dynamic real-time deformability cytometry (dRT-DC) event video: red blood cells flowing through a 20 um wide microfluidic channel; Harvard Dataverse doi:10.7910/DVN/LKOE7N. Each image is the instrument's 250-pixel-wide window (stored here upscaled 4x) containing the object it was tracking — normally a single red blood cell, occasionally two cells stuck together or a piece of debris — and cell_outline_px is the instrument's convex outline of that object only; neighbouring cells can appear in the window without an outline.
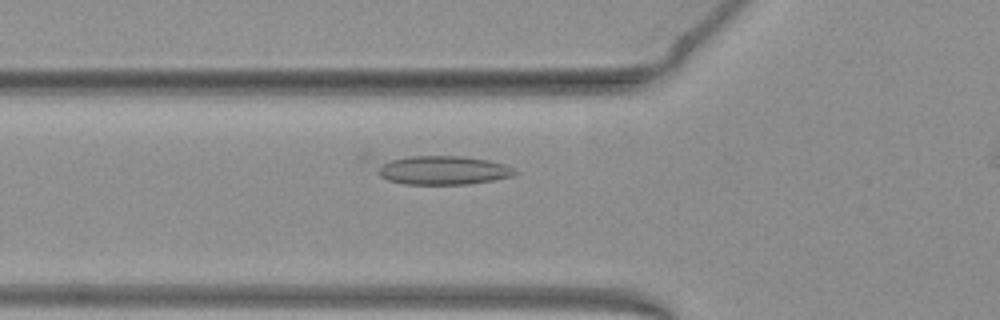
{"species": "common noctule bat (a hibernating species)", "species_latin": "Nyctalus noctula", "temperature_condition": "warm", "stored_images_in_passage": 29, "camera_frame_rate_fps": 3000, "um_per_image_px": 0.085, "animal": {"sex": "female", "body_mass_g": 19.3, "forearm_length_mm": 54.1}, "frame": {"image": 1, "passage_image": 2, "time_ms": 0.333, "image_size_px": [1000, 320], "cell_outline_px": [[520, 172], [512, 176], [492, 180], [468, 184], [404, 184], [388, 180], [380, 176], [360, 160], [360, 152], [364, 148], [464, 156], [488, 160], [504, 164], [516, 168]], "centroid_in_image_um": [36.8, 14.25], "position_along_channel_um": 89.0, "area_um2": 28.44}}
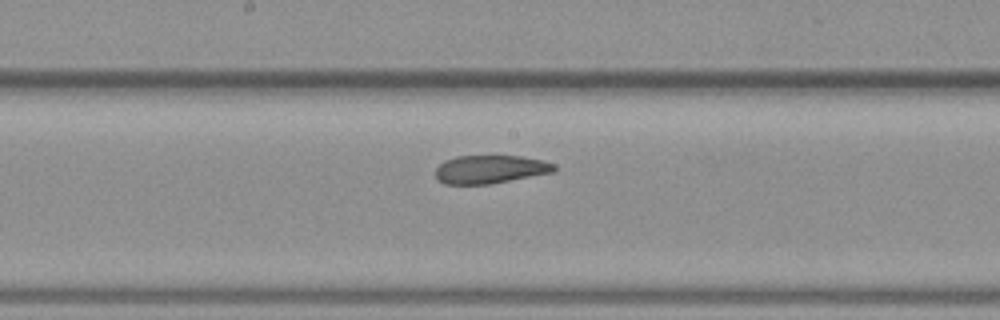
{"frame": {"image": 2, "passage_image": 11, "time_ms": 3.333, "image_size_px": [1000, 320], "cell_outline_px": [[556, 168], [552, 172], [488, 184], [444, 184], [436, 180], [436, 168], [444, 160], [456, 156], [520, 156], [544, 160], [556, 164]], "centroid_in_image_um": [41.63, 14.38], "position_along_channel_um": 206.6, "area_um2": 19.48}}
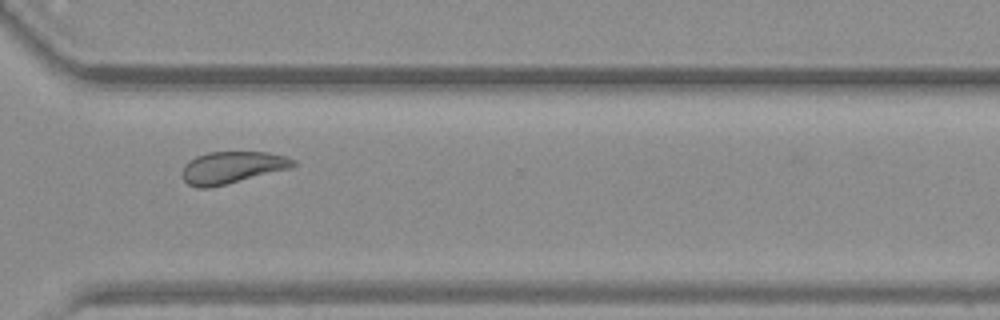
{"frame": {"image": 3, "passage_image": 22, "time_ms": 7.0, "image_size_px": [1000, 320], "cell_outline_px": [[296, 164], [292, 168], [208, 188], [196, 188], [188, 184], [180, 176], [184, 164], [188, 160], [196, 156], [208, 152], [268, 152], [284, 156], [296, 160]], "centroid_in_image_um": [19.69, 14.23], "position_along_channel_um": 350.9, "area_um2": 20.81}}